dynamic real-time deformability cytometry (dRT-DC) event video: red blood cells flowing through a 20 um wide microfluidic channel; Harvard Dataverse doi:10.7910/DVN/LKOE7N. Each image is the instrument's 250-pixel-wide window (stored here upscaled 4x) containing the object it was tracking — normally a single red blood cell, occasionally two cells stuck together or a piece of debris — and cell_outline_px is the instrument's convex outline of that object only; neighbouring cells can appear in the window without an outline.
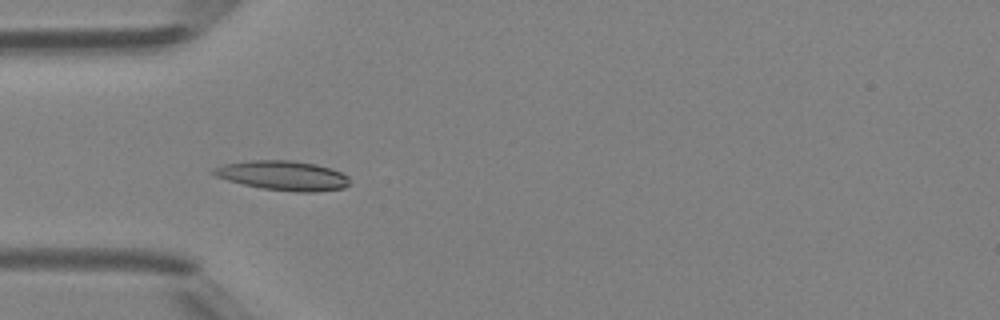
{"species": "Egyptian fruit bat (a non-hibernating species)", "species_latin": "Rousettus aegyptiacus", "temperature_condition": "room temperature", "stored_images_in_passage": 6, "camera_frame_rate_fps": 3000, "um_per_image_px": 0.085, "animal": {"sex": "female"}, "frame": {"image": 1, "passage_image": 5, "time_ms": 4.667, "image_size_px": [1000, 320], "cell_outline_px": [[348, 184], [344, 188], [316, 192], [296, 192], [260, 188], [228, 180], [216, 176], [208, 172], [212, 168], [220, 164], [252, 160], [292, 160], [316, 164], [332, 168], [348, 176]], "centroid_in_image_um": [24.01, 14.91], "position_along_channel_um": 61.0, "area_um2": 23.64}}
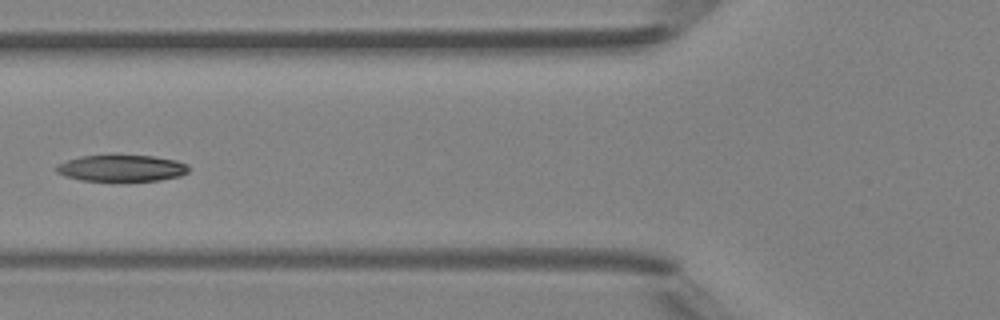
{"frame": {"image": 2, "passage_image": 6, "time_ms": 6.0, "image_size_px": [1000, 320], "cell_outline_px": [[188, 172], [180, 176], [160, 180], [80, 180], [64, 176], [56, 172], [56, 164], [80, 156], [152, 156], [176, 160], [188, 164]], "centroid_in_image_um": [10.33, 14.29], "position_along_channel_um": 115.5, "area_um2": 20.11}}